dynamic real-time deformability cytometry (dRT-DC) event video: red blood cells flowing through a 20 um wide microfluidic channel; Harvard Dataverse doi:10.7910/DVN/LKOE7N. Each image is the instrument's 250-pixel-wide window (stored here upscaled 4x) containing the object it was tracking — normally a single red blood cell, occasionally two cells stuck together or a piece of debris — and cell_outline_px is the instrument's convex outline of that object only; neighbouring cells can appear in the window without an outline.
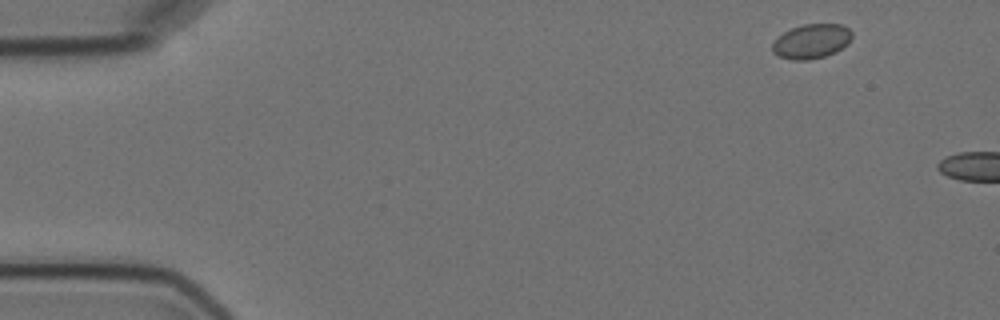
{"species": "Egyptian fruit bat (a non-hibernating species)", "species_latin": "Rousettus aegyptiacus", "temperature_condition": "cold", "stored_images_in_passage": 4, "camera_frame_rate_fps": 3000, "um_per_image_px": 0.085, "animal": {"sex": "female"}, "frame": {"image": 1, "passage_image": 1, "time_ms": 0.0, "image_size_px": [1000, 320], "cell_outline_px": [[852, 36], [848, 44], [836, 52], [824, 56], [808, 60], [792, 60], [780, 56], [772, 52], [772, 44], [784, 32], [792, 28], [804, 24], [840, 24], [848, 28], [852, 32]], "centroid_in_image_um": [69.0, 3.51], "position_along_channel_um": 16.0, "area_um2": 15.9}}